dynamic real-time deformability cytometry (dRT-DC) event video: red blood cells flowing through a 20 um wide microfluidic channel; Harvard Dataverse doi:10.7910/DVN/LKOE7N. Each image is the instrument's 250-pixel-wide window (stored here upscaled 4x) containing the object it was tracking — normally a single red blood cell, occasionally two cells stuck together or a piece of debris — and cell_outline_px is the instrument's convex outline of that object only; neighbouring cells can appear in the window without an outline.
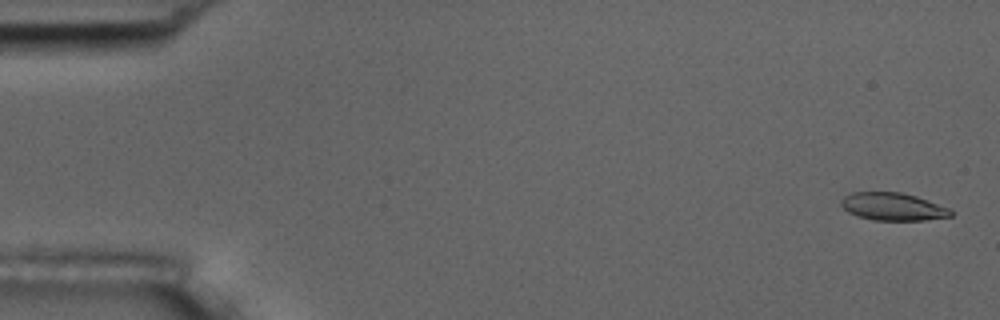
{"species": "common noctule bat (a hibernating species)", "species_latin": "Nyctalus noctula", "temperature_condition": "room temperature", "stored_images_in_passage": 55, "camera_frame_rate_fps": 3000, "um_per_image_px": 0.085, "animal": {"sex": "male", "body_mass_g": 17.5, "forearm_length_mm": 52.3}, "frame": {"image": 1, "passage_image": 2, "time_ms": 0.333, "image_size_px": [1000, 320], "cell_outline_px": [[952, 216], [924, 220], [872, 220], [848, 212], [840, 204], [840, 200], [844, 196], [852, 192], [900, 192], [916, 196], [948, 208], [952, 212]], "centroid_in_image_um": [75.86, 17.56], "position_along_channel_um": 9.1, "area_um2": 17.51}}
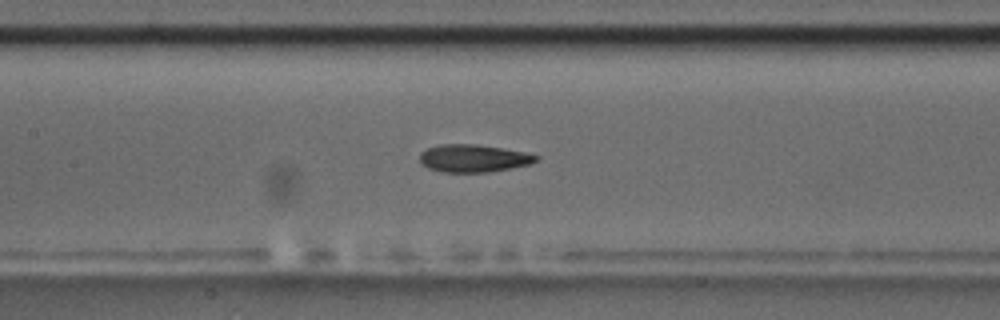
{"frame": {"image": 2, "passage_image": 26, "time_ms": 8.333, "image_size_px": [1000, 320], "cell_outline_px": [[540, 156], [536, 160], [528, 164], [488, 172], [440, 172], [428, 168], [420, 164], [420, 152], [428, 148], [440, 144], [476, 144], [524, 152]], "centroid_in_image_um": [40.17, 13.45], "position_along_channel_um": 167.2, "area_um2": 18.55}}
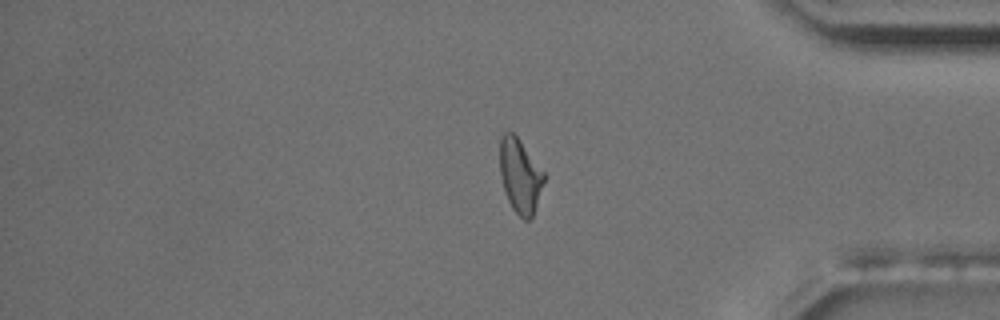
{"frame": {"image": 3, "passage_image": 46, "time_ms": 15.0, "image_size_px": [1000, 320], "cell_outline_px": [[544, 180], [532, 216], [528, 220], [524, 220], [512, 208], [508, 200], [500, 176], [500, 140], [504, 132], [512, 132], [520, 140], [544, 172]], "centroid_in_image_um": [44.19, 14.92], "position_along_channel_um": 391.0, "area_um2": 18.67}, "authors_computed_cell_mechanics": {"area_um2": 18.6694, "velocity_mm_per_s": 3.6877, "shape_relaxation_time_tau1_ms": 5.7678, "shape_relaxation_time_tau2_ms": 2.1743, "deformation_change_tau1": 0.1748, "deformation_change_tau2": 0.0825}}